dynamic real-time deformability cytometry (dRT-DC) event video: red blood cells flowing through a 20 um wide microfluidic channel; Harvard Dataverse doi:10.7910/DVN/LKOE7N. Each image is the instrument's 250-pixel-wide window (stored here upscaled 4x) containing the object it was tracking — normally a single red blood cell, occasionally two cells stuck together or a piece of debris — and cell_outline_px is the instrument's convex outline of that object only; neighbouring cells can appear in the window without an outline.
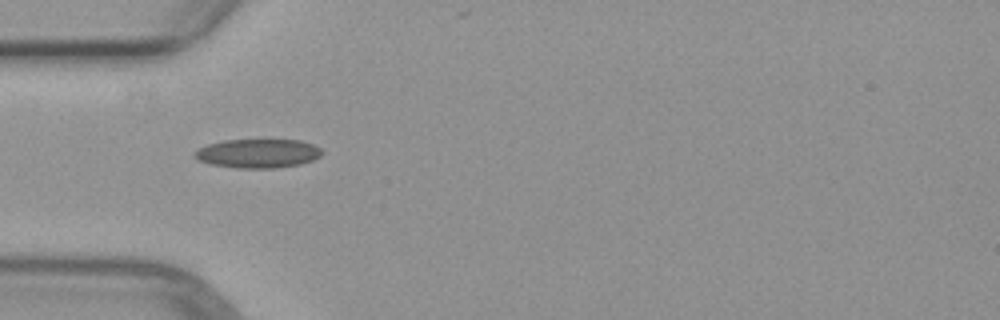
{"species": "common noctule bat (a hibernating species)", "species_latin": "Nyctalus noctula", "temperature_condition": "warm", "stored_images_in_passage": 3, "camera_frame_rate_fps": 3000, "um_per_image_px": 0.085, "animal": {"sex": "female", "body_mass_g": 29.2, "forearm_length_mm": 56.3}, "frame": {"image": 1, "passage_image": 1, "time_ms": 0.0, "image_size_px": [1000, 320], "cell_outline_px": [[324, 152], [320, 156], [312, 160], [300, 164], [272, 168], [236, 168], [212, 164], [200, 160], [192, 156], [200, 148], [208, 144], [224, 140], [300, 140], [312, 144], [320, 148]], "centroid_in_image_um": [21.94, 13.04], "position_along_channel_um": 63.1, "area_um2": 21.27}}
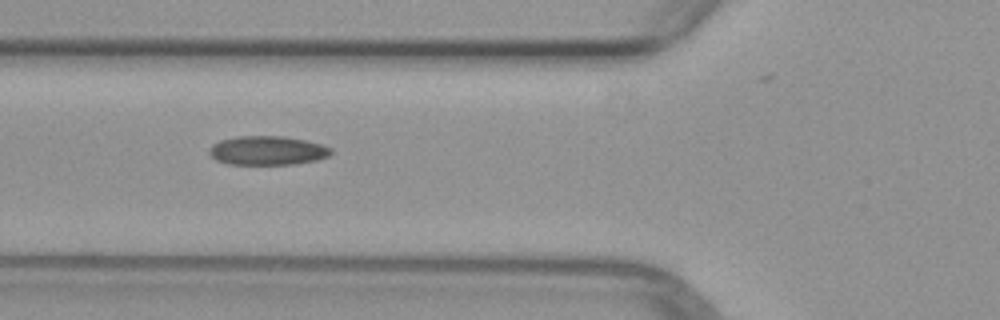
{"frame": {"image": 2, "passage_image": 2, "time_ms": 1.0, "image_size_px": [1000, 320], "cell_outline_px": [[332, 152], [328, 156], [316, 160], [296, 164], [228, 164], [216, 160], [208, 152], [212, 144], [220, 140], [240, 136], [280, 136], [304, 140], [320, 144], [332, 148]], "centroid_in_image_um": [22.72, 12.8], "position_along_channel_um": 103.1, "area_um2": 20.46}}
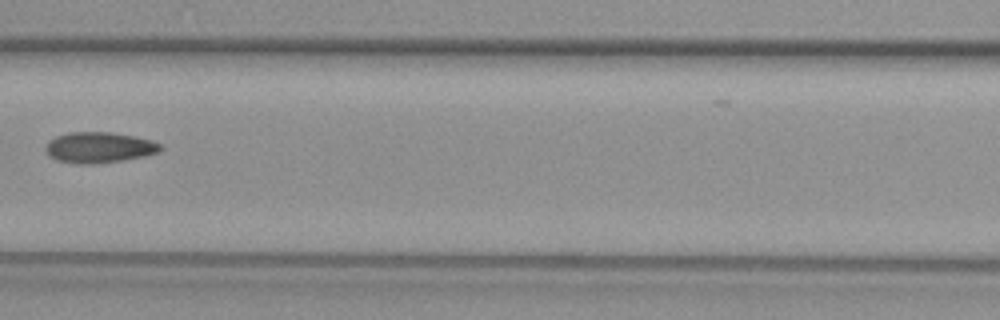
{"frame": {"image": 3, "passage_image": 3, "time_ms": 2.333, "image_size_px": [1000, 320], "cell_outline_px": [[164, 148], [160, 152], [144, 156], [124, 160], [92, 164], [76, 164], [56, 160], [48, 156], [44, 148], [48, 140], [56, 136], [68, 132], [112, 132], [136, 136], [152, 140], [160, 144]], "centroid_in_image_um": [8.41, 12.53], "position_along_channel_um": 158.2, "area_um2": 20.98}}